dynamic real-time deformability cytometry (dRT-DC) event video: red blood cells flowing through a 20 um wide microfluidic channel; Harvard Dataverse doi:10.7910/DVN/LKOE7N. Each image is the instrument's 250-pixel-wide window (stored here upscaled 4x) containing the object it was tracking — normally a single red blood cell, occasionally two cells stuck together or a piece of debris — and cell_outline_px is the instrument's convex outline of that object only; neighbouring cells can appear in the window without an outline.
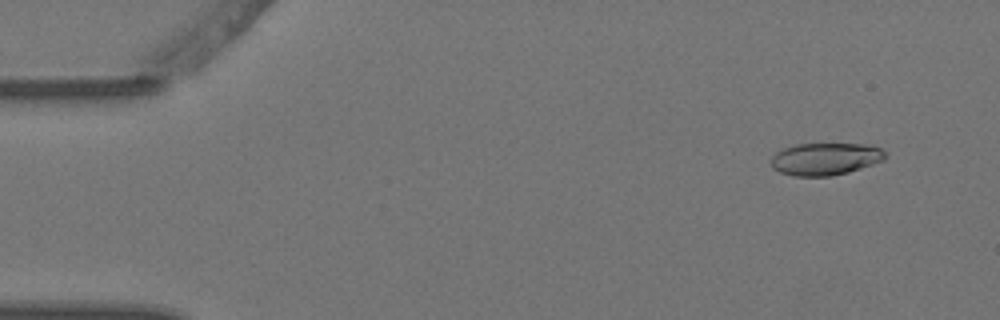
{"species": "Egyptian fruit bat (a non-hibernating species)", "species_latin": "Rousettus aegyptiacus", "temperature_condition": "warm", "stored_images_in_passage": 5, "camera_frame_rate_fps": 3000, "um_per_image_px": 0.085, "animal": {"sex": "female"}, "frame": {"image": 1, "passage_image": 2, "time_ms": 0.333, "image_size_px": [1000, 320], "cell_outline_px": [[888, 156], [884, 160], [848, 172], [832, 176], [792, 176], [780, 172], [772, 168], [772, 156], [776, 152], [784, 148], [796, 144], [872, 144], [888, 152]], "centroid_in_image_um": [70.19, 13.5], "position_along_channel_um": 14.8, "area_um2": 21.68}}
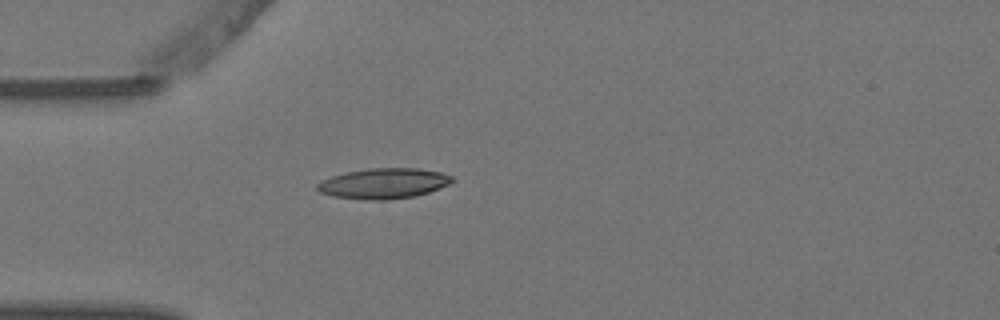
{"frame": {"image": 2, "passage_image": 5, "time_ms": 1.333, "image_size_px": [1000, 320], "cell_outline_px": [[456, 180], [448, 184], [428, 192], [416, 196], [384, 200], [364, 200], [332, 196], [320, 192], [316, 188], [316, 184], [320, 180], [332, 176], [348, 172], [368, 168], [416, 168], [440, 172], [452, 176]], "centroid_in_image_um": [32.58, 15.59], "position_along_channel_um": 52.4, "area_um2": 23.93}}